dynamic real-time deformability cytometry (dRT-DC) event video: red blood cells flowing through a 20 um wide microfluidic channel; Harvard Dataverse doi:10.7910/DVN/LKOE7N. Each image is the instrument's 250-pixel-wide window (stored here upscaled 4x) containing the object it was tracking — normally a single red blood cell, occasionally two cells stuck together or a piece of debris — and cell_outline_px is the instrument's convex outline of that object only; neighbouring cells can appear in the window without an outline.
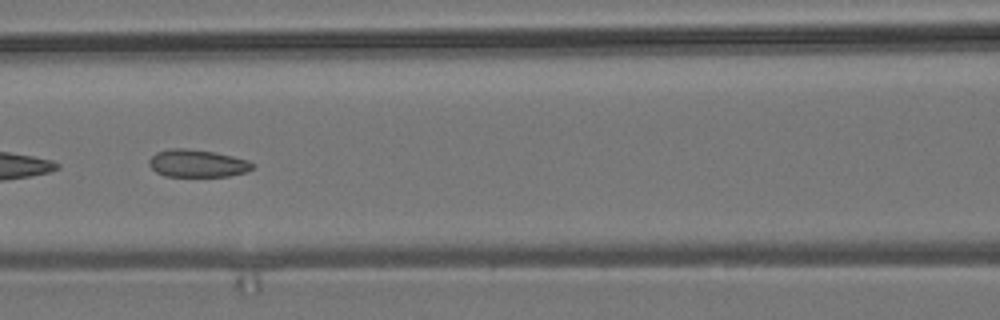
{"species": "common noctule bat (a hibernating species)", "species_latin": "Nyctalus noctula", "temperature_condition": "room temperature", "stored_images_in_passage": 9, "camera_frame_rate_fps": 3000, "um_per_image_px": 0.085, "animal": {"sex": "male", "body_mass_g": 19.2, "forearm_length_mm": 51.8}, "frame": {"image": 1, "passage_image": 6, "time_ms": 7.0, "image_size_px": [1000, 320], "cell_outline_px": [[256, 168], [244, 172], [228, 176], [164, 176], [156, 172], [148, 164], [148, 160], [156, 152], [172, 148], [184, 148], [212, 152], [232, 156], [248, 160], [256, 164]], "centroid_in_image_um": [16.78, 13.89], "position_along_channel_um": 149.8, "area_um2": 16.59}}
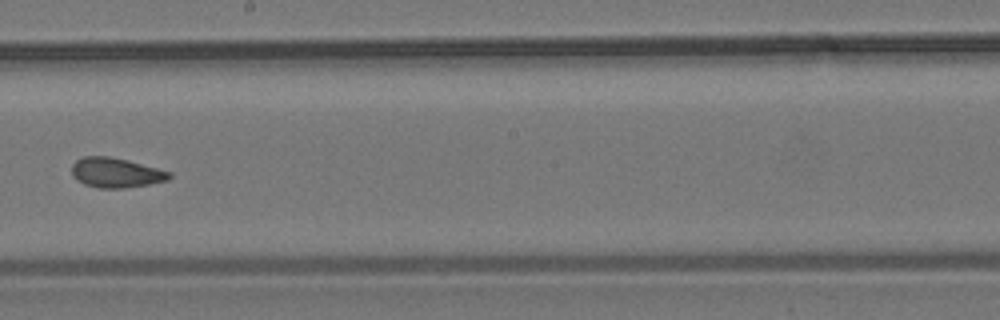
{"frame": {"image": 2, "passage_image": 8, "time_ms": 9.333, "image_size_px": [1000, 320], "cell_outline_px": [[172, 176], [168, 180], [148, 184], [124, 188], [100, 188], [84, 184], [76, 180], [72, 176], [72, 164], [76, 160], [84, 156], [108, 156], [128, 160], [172, 172]], "centroid_in_image_um": [9.84, 14.67], "position_along_channel_um": 238.4, "area_um2": 16.99}}
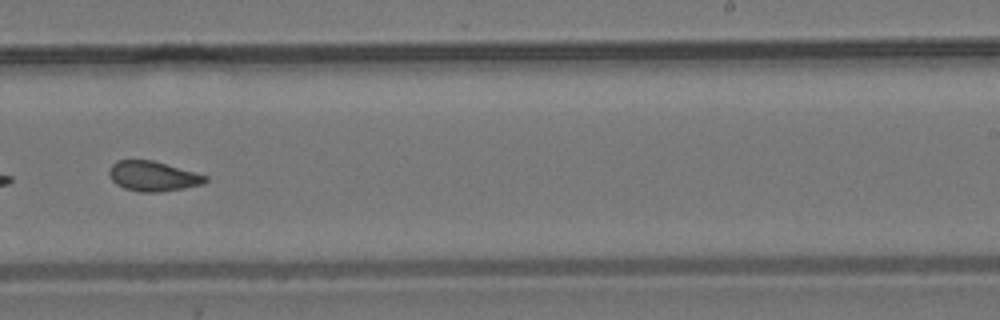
{"frame": {"image": 3, "passage_image": 9, "time_ms": 10.333, "image_size_px": [1000, 320], "cell_outline_px": [[208, 180], [204, 184], [184, 188], [160, 192], [140, 192], [124, 188], [116, 184], [112, 180], [108, 172], [112, 164], [116, 160], [152, 160], [208, 176]], "centroid_in_image_um": [13.0, 14.98], "position_along_channel_um": 276.0, "area_um2": 16.76}}